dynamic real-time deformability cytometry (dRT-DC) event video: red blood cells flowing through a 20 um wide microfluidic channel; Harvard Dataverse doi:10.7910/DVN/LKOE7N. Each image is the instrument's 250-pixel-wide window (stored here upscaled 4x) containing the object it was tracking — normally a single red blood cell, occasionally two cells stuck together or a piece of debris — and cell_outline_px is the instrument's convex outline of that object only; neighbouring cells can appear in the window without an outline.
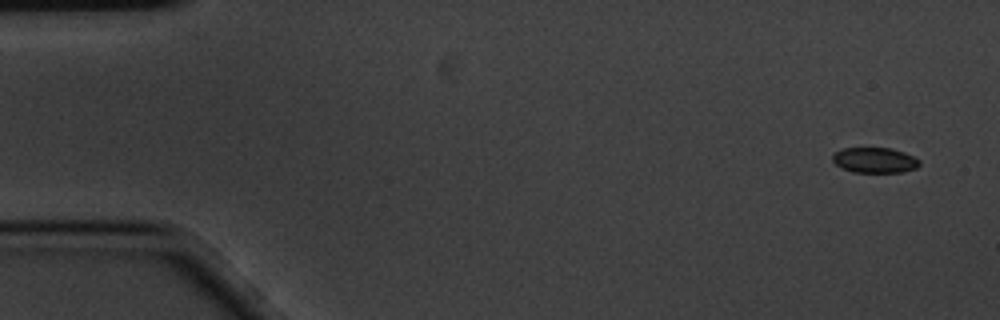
{"species": "common noctule bat (a hibernating species)", "species_latin": "Nyctalus noctula", "temperature_condition": "cold", "stored_images_in_passage": 5, "camera_frame_rate_fps": 3000, "um_per_image_px": 0.085, "animal": {"sex": "male", "body_mass_g": 20.1, "forearm_length_mm": 53.5}, "frame": {"image": 1, "passage_image": 1, "time_ms": 0.0, "image_size_px": [1000, 320], "cell_outline_px": [[920, 164], [916, 168], [904, 172], [852, 172], [840, 168], [832, 160], [832, 152], [840, 148], [892, 148], [904, 152], [920, 160]], "centroid_in_image_um": [74.31, 13.61], "position_along_channel_um": 10.7, "area_um2": 13.06}}
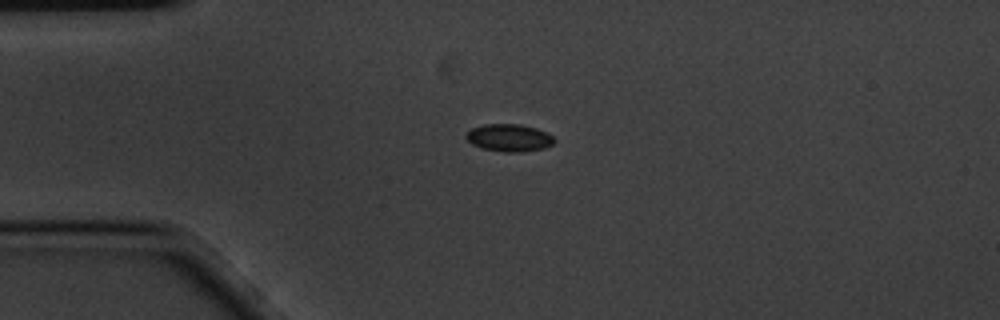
{"frame": {"image": 2, "passage_image": 4, "time_ms": 1.0, "image_size_px": [1000, 320], "cell_outline_px": [[556, 140], [552, 144], [544, 148], [520, 152], [504, 152], [484, 148], [472, 144], [464, 136], [472, 128], [484, 124], [520, 124], [536, 128], [548, 132]], "centroid_in_image_um": [43.3, 11.7], "position_along_channel_um": 41.7, "area_um2": 14.05}}